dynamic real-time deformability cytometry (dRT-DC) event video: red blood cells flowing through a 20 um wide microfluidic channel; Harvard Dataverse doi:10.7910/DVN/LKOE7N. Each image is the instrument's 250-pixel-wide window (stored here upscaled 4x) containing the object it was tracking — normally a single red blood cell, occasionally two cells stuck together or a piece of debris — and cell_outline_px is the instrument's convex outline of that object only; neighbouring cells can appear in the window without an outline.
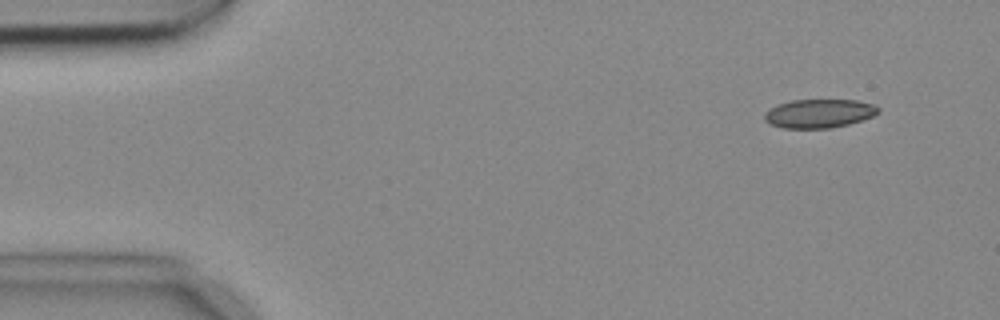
{"species": "common noctule bat (a hibernating species)", "species_latin": "Nyctalus noctula", "temperature_condition": "cold", "stored_images_in_passage": 4, "camera_frame_rate_fps": 3000, "um_per_image_px": 0.085, "animal": {"sex": "female", "body_mass_g": 18.4}, "frame": {"image": 1, "passage_image": 2, "time_ms": 0.333, "image_size_px": [1000, 320], "cell_outline_px": [[880, 112], [872, 116], [848, 124], [828, 128], [784, 128], [772, 124], [764, 120], [764, 112], [776, 104], [792, 100], [856, 100], [872, 104], [880, 108]], "centroid_in_image_um": [69.6, 9.63], "position_along_channel_um": 15.4, "area_um2": 18.96}}